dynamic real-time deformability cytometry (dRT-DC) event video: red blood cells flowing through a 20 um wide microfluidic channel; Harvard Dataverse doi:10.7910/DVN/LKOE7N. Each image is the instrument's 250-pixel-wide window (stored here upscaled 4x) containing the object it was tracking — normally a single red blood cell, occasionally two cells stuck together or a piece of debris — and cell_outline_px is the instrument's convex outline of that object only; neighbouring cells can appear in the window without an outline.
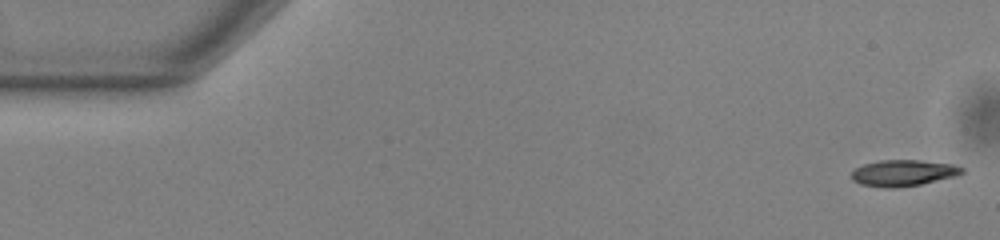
{"species": "common noctule bat (a hibernating species)", "species_latin": "Nyctalus noctula", "temperature_condition": "warm", "stored_images_in_passage": 53, "camera_frame_rate_fps": 3000, "um_per_image_px": 0.085, "animal": {"sex": "male", "body_mass_g": 13.0, "forearm_length_mm": 53.1}, "frame": {"image": 1, "passage_image": 1, "time_ms": 0.0, "image_size_px": [1000, 240], "cell_outline_px": [[964, 172], [960, 176], [920, 184], [896, 188], [884, 188], [860, 184], [852, 180], [852, 172], [856, 168], [864, 164], [880, 160], [920, 160], [952, 164], [964, 168]], "centroid_in_image_um": [76.81, 14.71], "position_along_channel_um": 8.2, "area_um2": 17.05}}
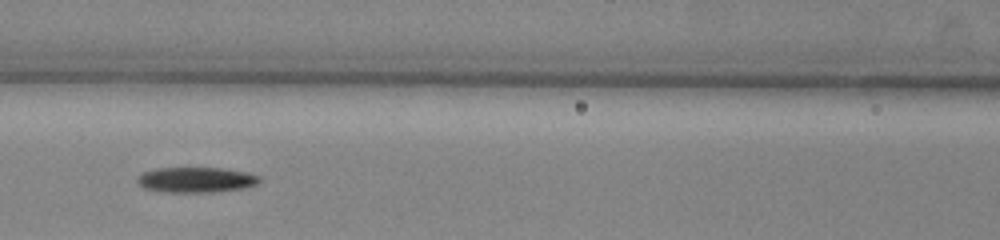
{"frame": {"image": 2, "passage_image": 23, "time_ms": 7.333, "image_size_px": [1000, 240], "cell_outline_px": [[260, 184], [244, 188], [212, 192], [160, 192], [144, 188], [136, 180], [136, 176], [140, 172], [156, 168], [220, 168], [244, 172], [260, 176]], "centroid_in_image_um": [16.62, 15.28], "position_along_channel_um": 150.0, "area_um2": 18.21}}
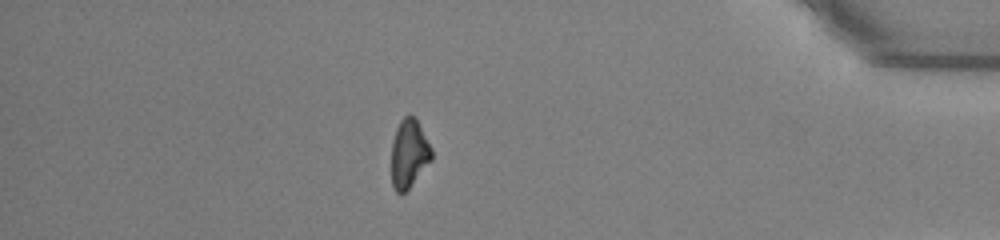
{"frame": {"image": 3, "passage_image": 46, "time_ms": 15.0, "image_size_px": [1000, 240], "cell_outline_px": [[432, 160], [408, 188], [400, 196], [396, 192], [392, 184], [392, 144], [396, 128], [400, 120], [408, 112], [416, 116], [432, 148]], "centroid_in_image_um": [34.78, 13.0], "position_along_channel_um": 400.4, "area_um2": 16.24}, "authors_computed_cell_mechanics": {"area_um2": 17.3978, "velocity_mm_per_s": 3.8282, "shape_relaxation_time_tau1_ms": 4.5993, "shape_relaxation_time_tau2_ms": null, "deformation_change_tau1": 0.1354, "deformation_change_tau2": null}}